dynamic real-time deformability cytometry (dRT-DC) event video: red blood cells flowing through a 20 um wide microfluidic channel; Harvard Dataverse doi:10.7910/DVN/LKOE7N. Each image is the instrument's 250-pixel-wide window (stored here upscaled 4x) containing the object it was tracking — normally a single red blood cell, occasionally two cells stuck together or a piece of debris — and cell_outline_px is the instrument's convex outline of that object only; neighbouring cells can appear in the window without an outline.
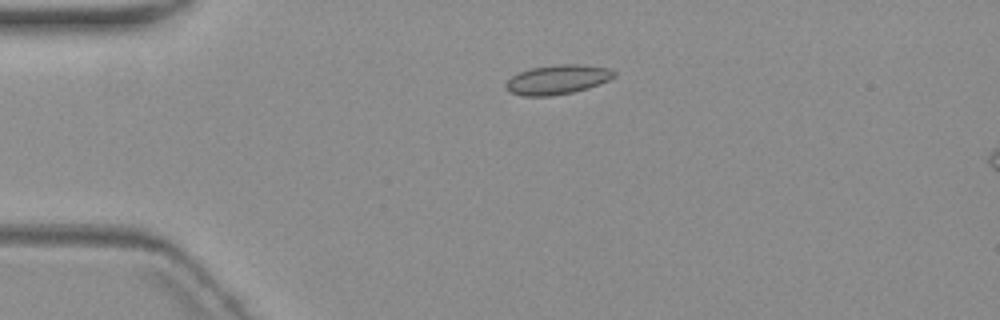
{"species": "common noctule bat (a hibernating species)", "species_latin": "Nyctalus noctula", "temperature_condition": "warm", "stored_images_in_passage": 3, "camera_frame_rate_fps": 3000, "um_per_image_px": 0.085, "animal": {"sex": "female", "body_mass_g": 19.3, "forearm_length_mm": 54.1}, "frame": {"image": 1, "passage_image": 1, "time_ms": 0.0, "image_size_px": [1000, 320], "cell_outline_px": [[616, 76], [600, 84], [588, 88], [572, 92], [552, 96], [524, 96], [512, 92], [504, 88], [504, 84], [512, 76], [520, 72], [532, 68], [560, 64], [584, 64], [608, 68], [616, 72]], "centroid_in_image_um": [47.41, 6.76], "position_along_channel_um": 37.6, "area_um2": 18.55}}